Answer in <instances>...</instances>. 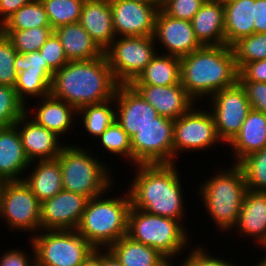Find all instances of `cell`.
<instances>
[{
  "instance_id": "obj_13",
  "label": "cell",
  "mask_w": 266,
  "mask_h": 266,
  "mask_svg": "<svg viewBox=\"0 0 266 266\" xmlns=\"http://www.w3.org/2000/svg\"><path fill=\"white\" fill-rule=\"evenodd\" d=\"M206 102L214 117L217 134L224 145H227L240 131L251 110L246 91L238 81L235 85L216 92Z\"/></svg>"
},
{
  "instance_id": "obj_48",
  "label": "cell",
  "mask_w": 266,
  "mask_h": 266,
  "mask_svg": "<svg viewBox=\"0 0 266 266\" xmlns=\"http://www.w3.org/2000/svg\"><path fill=\"white\" fill-rule=\"evenodd\" d=\"M254 33H266V0H254Z\"/></svg>"
},
{
  "instance_id": "obj_25",
  "label": "cell",
  "mask_w": 266,
  "mask_h": 266,
  "mask_svg": "<svg viewBox=\"0 0 266 266\" xmlns=\"http://www.w3.org/2000/svg\"><path fill=\"white\" fill-rule=\"evenodd\" d=\"M222 0H206L191 20L196 39L202 46L226 45Z\"/></svg>"
},
{
  "instance_id": "obj_5",
  "label": "cell",
  "mask_w": 266,
  "mask_h": 266,
  "mask_svg": "<svg viewBox=\"0 0 266 266\" xmlns=\"http://www.w3.org/2000/svg\"><path fill=\"white\" fill-rule=\"evenodd\" d=\"M115 184L88 200L76 229L95 249H107L127 235L131 200L127 189L112 195L110 192L117 190Z\"/></svg>"
},
{
  "instance_id": "obj_38",
  "label": "cell",
  "mask_w": 266,
  "mask_h": 266,
  "mask_svg": "<svg viewBox=\"0 0 266 266\" xmlns=\"http://www.w3.org/2000/svg\"><path fill=\"white\" fill-rule=\"evenodd\" d=\"M54 30L51 27H37L22 31H0L12 42L21 54L39 51Z\"/></svg>"
},
{
  "instance_id": "obj_29",
  "label": "cell",
  "mask_w": 266,
  "mask_h": 266,
  "mask_svg": "<svg viewBox=\"0 0 266 266\" xmlns=\"http://www.w3.org/2000/svg\"><path fill=\"white\" fill-rule=\"evenodd\" d=\"M122 266H167L170 262L157 250L133 241L127 235L108 248Z\"/></svg>"
},
{
  "instance_id": "obj_20",
  "label": "cell",
  "mask_w": 266,
  "mask_h": 266,
  "mask_svg": "<svg viewBox=\"0 0 266 266\" xmlns=\"http://www.w3.org/2000/svg\"><path fill=\"white\" fill-rule=\"evenodd\" d=\"M242 239L252 241L256 247L262 248L266 243V192L248 190L238 216L236 225L229 232ZM240 235V236H239ZM244 237V238H243ZM259 245V246H258Z\"/></svg>"
},
{
  "instance_id": "obj_52",
  "label": "cell",
  "mask_w": 266,
  "mask_h": 266,
  "mask_svg": "<svg viewBox=\"0 0 266 266\" xmlns=\"http://www.w3.org/2000/svg\"><path fill=\"white\" fill-rule=\"evenodd\" d=\"M261 249V252L264 251V253L262 252V256L260 255L261 258L258 257L257 262H255L256 264L252 263L251 265L253 266H266V251L263 250L262 248H259V250ZM259 261V262H258ZM249 265V266H251Z\"/></svg>"
},
{
  "instance_id": "obj_10",
  "label": "cell",
  "mask_w": 266,
  "mask_h": 266,
  "mask_svg": "<svg viewBox=\"0 0 266 266\" xmlns=\"http://www.w3.org/2000/svg\"><path fill=\"white\" fill-rule=\"evenodd\" d=\"M29 240L36 266H80L95 249L76 230H40Z\"/></svg>"
},
{
  "instance_id": "obj_36",
  "label": "cell",
  "mask_w": 266,
  "mask_h": 266,
  "mask_svg": "<svg viewBox=\"0 0 266 266\" xmlns=\"http://www.w3.org/2000/svg\"><path fill=\"white\" fill-rule=\"evenodd\" d=\"M238 165L243 170L248 190L266 192V146L247 155Z\"/></svg>"
},
{
  "instance_id": "obj_23",
  "label": "cell",
  "mask_w": 266,
  "mask_h": 266,
  "mask_svg": "<svg viewBox=\"0 0 266 266\" xmlns=\"http://www.w3.org/2000/svg\"><path fill=\"white\" fill-rule=\"evenodd\" d=\"M79 23L103 52L116 38L110 0H85Z\"/></svg>"
},
{
  "instance_id": "obj_51",
  "label": "cell",
  "mask_w": 266,
  "mask_h": 266,
  "mask_svg": "<svg viewBox=\"0 0 266 266\" xmlns=\"http://www.w3.org/2000/svg\"><path fill=\"white\" fill-rule=\"evenodd\" d=\"M80 266H101V249H94Z\"/></svg>"
},
{
  "instance_id": "obj_11",
  "label": "cell",
  "mask_w": 266,
  "mask_h": 266,
  "mask_svg": "<svg viewBox=\"0 0 266 266\" xmlns=\"http://www.w3.org/2000/svg\"><path fill=\"white\" fill-rule=\"evenodd\" d=\"M152 36L116 37L104 51L119 84H130L158 53Z\"/></svg>"
},
{
  "instance_id": "obj_45",
  "label": "cell",
  "mask_w": 266,
  "mask_h": 266,
  "mask_svg": "<svg viewBox=\"0 0 266 266\" xmlns=\"http://www.w3.org/2000/svg\"><path fill=\"white\" fill-rule=\"evenodd\" d=\"M15 70L19 74L22 70L33 72H49L53 76V71L48 67L39 51L30 53H16Z\"/></svg>"
},
{
  "instance_id": "obj_2",
  "label": "cell",
  "mask_w": 266,
  "mask_h": 266,
  "mask_svg": "<svg viewBox=\"0 0 266 266\" xmlns=\"http://www.w3.org/2000/svg\"><path fill=\"white\" fill-rule=\"evenodd\" d=\"M118 85L103 54L93 60L69 61L53 73L50 95L78 110L113 99Z\"/></svg>"
},
{
  "instance_id": "obj_9",
  "label": "cell",
  "mask_w": 266,
  "mask_h": 266,
  "mask_svg": "<svg viewBox=\"0 0 266 266\" xmlns=\"http://www.w3.org/2000/svg\"><path fill=\"white\" fill-rule=\"evenodd\" d=\"M40 209L41 202L23 180L0 183V224L8 231L29 233L30 239L41 230Z\"/></svg>"
},
{
  "instance_id": "obj_14",
  "label": "cell",
  "mask_w": 266,
  "mask_h": 266,
  "mask_svg": "<svg viewBox=\"0 0 266 266\" xmlns=\"http://www.w3.org/2000/svg\"><path fill=\"white\" fill-rule=\"evenodd\" d=\"M153 37L160 54L178 58L202 47L195 37L191 21L172 18L161 9L156 16Z\"/></svg>"
},
{
  "instance_id": "obj_7",
  "label": "cell",
  "mask_w": 266,
  "mask_h": 266,
  "mask_svg": "<svg viewBox=\"0 0 266 266\" xmlns=\"http://www.w3.org/2000/svg\"><path fill=\"white\" fill-rule=\"evenodd\" d=\"M187 228L179 220L130 207L127 236L133 241L157 250L170 263H178L180 259L177 257L186 254L184 252L193 245L191 239L193 233L190 234Z\"/></svg>"
},
{
  "instance_id": "obj_24",
  "label": "cell",
  "mask_w": 266,
  "mask_h": 266,
  "mask_svg": "<svg viewBox=\"0 0 266 266\" xmlns=\"http://www.w3.org/2000/svg\"><path fill=\"white\" fill-rule=\"evenodd\" d=\"M229 146V147H228ZM266 146V115L251 109L244 120L240 131L225 146L232 160L238 164L247 155L262 150ZM233 152V153H232Z\"/></svg>"
},
{
  "instance_id": "obj_46",
  "label": "cell",
  "mask_w": 266,
  "mask_h": 266,
  "mask_svg": "<svg viewBox=\"0 0 266 266\" xmlns=\"http://www.w3.org/2000/svg\"><path fill=\"white\" fill-rule=\"evenodd\" d=\"M244 87L251 109L266 115V83L239 81Z\"/></svg>"
},
{
  "instance_id": "obj_8",
  "label": "cell",
  "mask_w": 266,
  "mask_h": 266,
  "mask_svg": "<svg viewBox=\"0 0 266 266\" xmlns=\"http://www.w3.org/2000/svg\"><path fill=\"white\" fill-rule=\"evenodd\" d=\"M198 105L196 103L188 112L174 120L173 163H177L179 155L184 152L196 154L195 152L204 151V154L208 149L215 150L218 144H221L218 146H223L226 151L224 143L217 134L211 111L205 107L204 102L199 105L201 107Z\"/></svg>"
},
{
  "instance_id": "obj_1",
  "label": "cell",
  "mask_w": 266,
  "mask_h": 266,
  "mask_svg": "<svg viewBox=\"0 0 266 266\" xmlns=\"http://www.w3.org/2000/svg\"><path fill=\"white\" fill-rule=\"evenodd\" d=\"M178 164H137L135 173L126 185L131 207L139 210L179 220L185 227L186 191L183 175ZM179 168V169H178ZM182 176V177H181ZM185 196V197H184ZM184 218V219H183Z\"/></svg>"
},
{
  "instance_id": "obj_53",
  "label": "cell",
  "mask_w": 266,
  "mask_h": 266,
  "mask_svg": "<svg viewBox=\"0 0 266 266\" xmlns=\"http://www.w3.org/2000/svg\"><path fill=\"white\" fill-rule=\"evenodd\" d=\"M164 0H145L146 4L152 5L157 7L158 9H161L162 2Z\"/></svg>"
},
{
  "instance_id": "obj_31",
  "label": "cell",
  "mask_w": 266,
  "mask_h": 266,
  "mask_svg": "<svg viewBox=\"0 0 266 266\" xmlns=\"http://www.w3.org/2000/svg\"><path fill=\"white\" fill-rule=\"evenodd\" d=\"M80 117V118H79ZM77 123L87 132L86 137L96 139L115 121V100L110 99L99 104L85 105L77 110ZM80 119V120H79ZM81 121V122H80Z\"/></svg>"
},
{
  "instance_id": "obj_35",
  "label": "cell",
  "mask_w": 266,
  "mask_h": 266,
  "mask_svg": "<svg viewBox=\"0 0 266 266\" xmlns=\"http://www.w3.org/2000/svg\"><path fill=\"white\" fill-rule=\"evenodd\" d=\"M45 8L50 26L56 28L78 23L85 0H40Z\"/></svg>"
},
{
  "instance_id": "obj_26",
  "label": "cell",
  "mask_w": 266,
  "mask_h": 266,
  "mask_svg": "<svg viewBox=\"0 0 266 266\" xmlns=\"http://www.w3.org/2000/svg\"><path fill=\"white\" fill-rule=\"evenodd\" d=\"M23 181L40 202L52 198L63 190L62 173L58 159L31 162Z\"/></svg>"
},
{
  "instance_id": "obj_42",
  "label": "cell",
  "mask_w": 266,
  "mask_h": 266,
  "mask_svg": "<svg viewBox=\"0 0 266 266\" xmlns=\"http://www.w3.org/2000/svg\"><path fill=\"white\" fill-rule=\"evenodd\" d=\"M39 52L54 73L69 62L60 39L54 31L41 46Z\"/></svg>"
},
{
  "instance_id": "obj_50",
  "label": "cell",
  "mask_w": 266,
  "mask_h": 266,
  "mask_svg": "<svg viewBox=\"0 0 266 266\" xmlns=\"http://www.w3.org/2000/svg\"><path fill=\"white\" fill-rule=\"evenodd\" d=\"M101 266H122L115 255L107 248L101 249Z\"/></svg>"
},
{
  "instance_id": "obj_4",
  "label": "cell",
  "mask_w": 266,
  "mask_h": 266,
  "mask_svg": "<svg viewBox=\"0 0 266 266\" xmlns=\"http://www.w3.org/2000/svg\"><path fill=\"white\" fill-rule=\"evenodd\" d=\"M228 164L226 168L214 169L213 175L201 180L195 189L207 214L218 233H227L236 225L248 187L243 170L238 164ZM222 168V169H221ZM218 170V171H216ZM227 232V233H226Z\"/></svg>"
},
{
  "instance_id": "obj_18",
  "label": "cell",
  "mask_w": 266,
  "mask_h": 266,
  "mask_svg": "<svg viewBox=\"0 0 266 266\" xmlns=\"http://www.w3.org/2000/svg\"><path fill=\"white\" fill-rule=\"evenodd\" d=\"M34 101L37 105L33 102L34 105L31 106L29 103L26 106V114L30 118L38 125L54 132L61 139L64 138V136L70 135L71 137L72 134L70 133H73V129L77 128L76 125H79V123L76 124L77 110L73 106L52 95ZM30 106L31 108L34 107L33 109L35 110L33 111Z\"/></svg>"
},
{
  "instance_id": "obj_3",
  "label": "cell",
  "mask_w": 266,
  "mask_h": 266,
  "mask_svg": "<svg viewBox=\"0 0 266 266\" xmlns=\"http://www.w3.org/2000/svg\"><path fill=\"white\" fill-rule=\"evenodd\" d=\"M232 46H202L180 58V83L188 95L202 104L216 92L239 81Z\"/></svg>"
},
{
  "instance_id": "obj_41",
  "label": "cell",
  "mask_w": 266,
  "mask_h": 266,
  "mask_svg": "<svg viewBox=\"0 0 266 266\" xmlns=\"http://www.w3.org/2000/svg\"><path fill=\"white\" fill-rule=\"evenodd\" d=\"M16 53L12 42L0 32V85L14 88L18 76L14 62Z\"/></svg>"
},
{
  "instance_id": "obj_54",
  "label": "cell",
  "mask_w": 266,
  "mask_h": 266,
  "mask_svg": "<svg viewBox=\"0 0 266 266\" xmlns=\"http://www.w3.org/2000/svg\"><path fill=\"white\" fill-rule=\"evenodd\" d=\"M167 266H181L180 264L177 265V263H170Z\"/></svg>"
},
{
  "instance_id": "obj_56",
  "label": "cell",
  "mask_w": 266,
  "mask_h": 266,
  "mask_svg": "<svg viewBox=\"0 0 266 266\" xmlns=\"http://www.w3.org/2000/svg\"><path fill=\"white\" fill-rule=\"evenodd\" d=\"M134 1H139V2L145 3V0H134Z\"/></svg>"
},
{
  "instance_id": "obj_15",
  "label": "cell",
  "mask_w": 266,
  "mask_h": 266,
  "mask_svg": "<svg viewBox=\"0 0 266 266\" xmlns=\"http://www.w3.org/2000/svg\"><path fill=\"white\" fill-rule=\"evenodd\" d=\"M89 198L62 190L41 202V230H76Z\"/></svg>"
},
{
  "instance_id": "obj_47",
  "label": "cell",
  "mask_w": 266,
  "mask_h": 266,
  "mask_svg": "<svg viewBox=\"0 0 266 266\" xmlns=\"http://www.w3.org/2000/svg\"><path fill=\"white\" fill-rule=\"evenodd\" d=\"M239 81L266 83V59L244 64L239 69Z\"/></svg>"
},
{
  "instance_id": "obj_22",
  "label": "cell",
  "mask_w": 266,
  "mask_h": 266,
  "mask_svg": "<svg viewBox=\"0 0 266 266\" xmlns=\"http://www.w3.org/2000/svg\"><path fill=\"white\" fill-rule=\"evenodd\" d=\"M30 164L16 125L0 127V182L22 181Z\"/></svg>"
},
{
  "instance_id": "obj_30",
  "label": "cell",
  "mask_w": 266,
  "mask_h": 266,
  "mask_svg": "<svg viewBox=\"0 0 266 266\" xmlns=\"http://www.w3.org/2000/svg\"><path fill=\"white\" fill-rule=\"evenodd\" d=\"M180 82V58L159 52L130 85L170 86Z\"/></svg>"
},
{
  "instance_id": "obj_39",
  "label": "cell",
  "mask_w": 266,
  "mask_h": 266,
  "mask_svg": "<svg viewBox=\"0 0 266 266\" xmlns=\"http://www.w3.org/2000/svg\"><path fill=\"white\" fill-rule=\"evenodd\" d=\"M25 113L26 106L18 98L15 89L0 85V127L15 124Z\"/></svg>"
},
{
  "instance_id": "obj_44",
  "label": "cell",
  "mask_w": 266,
  "mask_h": 266,
  "mask_svg": "<svg viewBox=\"0 0 266 266\" xmlns=\"http://www.w3.org/2000/svg\"><path fill=\"white\" fill-rule=\"evenodd\" d=\"M27 242H29L28 245L30 246L28 248L32 250L31 254L27 253L29 251L28 248L24 249L25 251L20 247L6 249L0 254V266H36L33 244L29 239Z\"/></svg>"
},
{
  "instance_id": "obj_40",
  "label": "cell",
  "mask_w": 266,
  "mask_h": 266,
  "mask_svg": "<svg viewBox=\"0 0 266 266\" xmlns=\"http://www.w3.org/2000/svg\"><path fill=\"white\" fill-rule=\"evenodd\" d=\"M202 244V245H201ZM197 243V245L189 250H187L186 255L184 257H180L179 264L181 266H241V264L233 263V261L228 258H224L221 256L222 254L218 256L213 255V252H209V248L203 243ZM198 246V247H197ZM191 250V251H190ZM211 253V254H210ZM223 257V258H222Z\"/></svg>"
},
{
  "instance_id": "obj_34",
  "label": "cell",
  "mask_w": 266,
  "mask_h": 266,
  "mask_svg": "<svg viewBox=\"0 0 266 266\" xmlns=\"http://www.w3.org/2000/svg\"><path fill=\"white\" fill-rule=\"evenodd\" d=\"M98 140V141H97ZM98 142V143H97ZM98 148L103 151L101 153L119 156L117 159H125L132 165V149H131V138L128 136L126 131L121 127V125L116 121L113 123L96 139ZM106 153H105V152Z\"/></svg>"
},
{
  "instance_id": "obj_33",
  "label": "cell",
  "mask_w": 266,
  "mask_h": 266,
  "mask_svg": "<svg viewBox=\"0 0 266 266\" xmlns=\"http://www.w3.org/2000/svg\"><path fill=\"white\" fill-rule=\"evenodd\" d=\"M52 75L49 72L22 70L14 86L18 98L28 105L29 100H36L50 95Z\"/></svg>"
},
{
  "instance_id": "obj_37",
  "label": "cell",
  "mask_w": 266,
  "mask_h": 266,
  "mask_svg": "<svg viewBox=\"0 0 266 266\" xmlns=\"http://www.w3.org/2000/svg\"><path fill=\"white\" fill-rule=\"evenodd\" d=\"M238 70L246 63L266 59V33H253L232 45Z\"/></svg>"
},
{
  "instance_id": "obj_17",
  "label": "cell",
  "mask_w": 266,
  "mask_h": 266,
  "mask_svg": "<svg viewBox=\"0 0 266 266\" xmlns=\"http://www.w3.org/2000/svg\"><path fill=\"white\" fill-rule=\"evenodd\" d=\"M115 119L131 138L159 114L130 84H119L115 95Z\"/></svg>"
},
{
  "instance_id": "obj_19",
  "label": "cell",
  "mask_w": 266,
  "mask_h": 266,
  "mask_svg": "<svg viewBox=\"0 0 266 266\" xmlns=\"http://www.w3.org/2000/svg\"><path fill=\"white\" fill-rule=\"evenodd\" d=\"M15 125L30 162L56 159L66 144L54 132L38 125L26 113L16 121Z\"/></svg>"
},
{
  "instance_id": "obj_21",
  "label": "cell",
  "mask_w": 266,
  "mask_h": 266,
  "mask_svg": "<svg viewBox=\"0 0 266 266\" xmlns=\"http://www.w3.org/2000/svg\"><path fill=\"white\" fill-rule=\"evenodd\" d=\"M131 86L154 107L159 116L169 119L176 120L196 104L180 82L170 86Z\"/></svg>"
},
{
  "instance_id": "obj_32",
  "label": "cell",
  "mask_w": 266,
  "mask_h": 266,
  "mask_svg": "<svg viewBox=\"0 0 266 266\" xmlns=\"http://www.w3.org/2000/svg\"><path fill=\"white\" fill-rule=\"evenodd\" d=\"M37 27L51 26L42 2L33 0L14 12L0 26V31H22Z\"/></svg>"
},
{
  "instance_id": "obj_28",
  "label": "cell",
  "mask_w": 266,
  "mask_h": 266,
  "mask_svg": "<svg viewBox=\"0 0 266 266\" xmlns=\"http://www.w3.org/2000/svg\"><path fill=\"white\" fill-rule=\"evenodd\" d=\"M226 45L254 33V0H222Z\"/></svg>"
},
{
  "instance_id": "obj_27",
  "label": "cell",
  "mask_w": 266,
  "mask_h": 266,
  "mask_svg": "<svg viewBox=\"0 0 266 266\" xmlns=\"http://www.w3.org/2000/svg\"><path fill=\"white\" fill-rule=\"evenodd\" d=\"M54 32L60 39L68 61L93 60L104 54L79 22L60 26Z\"/></svg>"
},
{
  "instance_id": "obj_49",
  "label": "cell",
  "mask_w": 266,
  "mask_h": 266,
  "mask_svg": "<svg viewBox=\"0 0 266 266\" xmlns=\"http://www.w3.org/2000/svg\"><path fill=\"white\" fill-rule=\"evenodd\" d=\"M33 0H0V26L19 8Z\"/></svg>"
},
{
  "instance_id": "obj_6",
  "label": "cell",
  "mask_w": 266,
  "mask_h": 266,
  "mask_svg": "<svg viewBox=\"0 0 266 266\" xmlns=\"http://www.w3.org/2000/svg\"><path fill=\"white\" fill-rule=\"evenodd\" d=\"M64 140L66 144L57 156L64 190L90 199L104 193L115 182L117 183L110 167L112 163L108 165L103 156H99L98 153L95 155L93 147L91 150L90 146L89 148L86 145L79 146L75 141L71 144L67 139Z\"/></svg>"
},
{
  "instance_id": "obj_43",
  "label": "cell",
  "mask_w": 266,
  "mask_h": 266,
  "mask_svg": "<svg viewBox=\"0 0 266 266\" xmlns=\"http://www.w3.org/2000/svg\"><path fill=\"white\" fill-rule=\"evenodd\" d=\"M206 0H164L161 10L172 18L191 21Z\"/></svg>"
},
{
  "instance_id": "obj_12",
  "label": "cell",
  "mask_w": 266,
  "mask_h": 266,
  "mask_svg": "<svg viewBox=\"0 0 266 266\" xmlns=\"http://www.w3.org/2000/svg\"><path fill=\"white\" fill-rule=\"evenodd\" d=\"M174 120L163 116L141 128L131 137L132 166L173 163Z\"/></svg>"
},
{
  "instance_id": "obj_55",
  "label": "cell",
  "mask_w": 266,
  "mask_h": 266,
  "mask_svg": "<svg viewBox=\"0 0 266 266\" xmlns=\"http://www.w3.org/2000/svg\"><path fill=\"white\" fill-rule=\"evenodd\" d=\"M262 249L266 251V243L264 244V246L262 247Z\"/></svg>"
},
{
  "instance_id": "obj_16",
  "label": "cell",
  "mask_w": 266,
  "mask_h": 266,
  "mask_svg": "<svg viewBox=\"0 0 266 266\" xmlns=\"http://www.w3.org/2000/svg\"><path fill=\"white\" fill-rule=\"evenodd\" d=\"M116 37L152 36L159 9L134 0H110Z\"/></svg>"
}]
</instances>
